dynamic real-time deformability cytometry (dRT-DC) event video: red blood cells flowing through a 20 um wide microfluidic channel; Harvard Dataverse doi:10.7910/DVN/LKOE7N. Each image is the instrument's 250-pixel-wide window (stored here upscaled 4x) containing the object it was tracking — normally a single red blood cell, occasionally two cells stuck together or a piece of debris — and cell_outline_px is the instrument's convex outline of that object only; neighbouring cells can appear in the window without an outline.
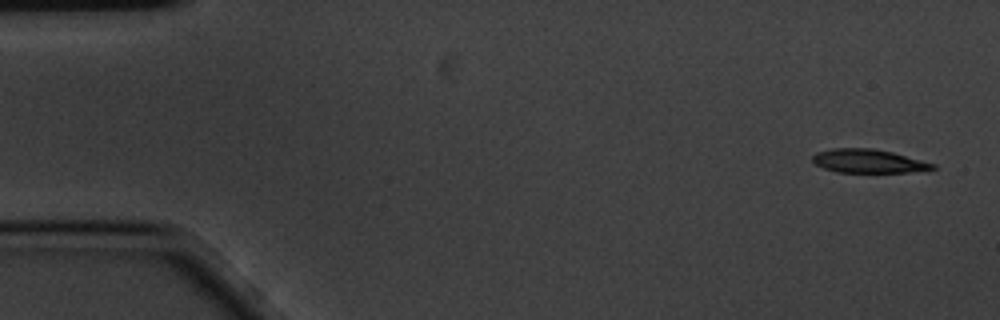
{"species": "common noctule bat (a hibernating species)", "species_latin": "Nyctalus noctula", "temperature_condition": "cold", "stored_images_in_passage": 14, "camera_frame_rate_fps": 3000, "um_per_image_px": 0.085, "animal": {"sex": "male", "body_mass_g": 20.1, "forearm_length_mm": 53.5}, "frame": {"image": 1, "passage_image": 1, "time_ms": 0.0, "image_size_px": [1000, 320], "cell_outline_px": [[936, 168], [908, 172], [836, 172], [824, 168], [816, 164], [812, 160], [812, 156], [816, 152], [832, 148], [872, 148], [892, 152], [936, 164]], "centroid_in_image_um": [73.78, 13.68], "position_along_channel_um": 11.2, "area_um2": 16.42}}
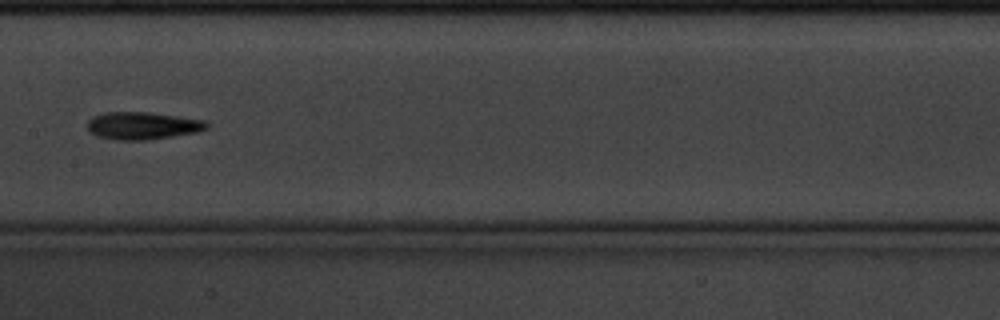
{"frame": {"image": 2, "passage_image": 7, "time_ms": 2.0, "image_size_px": [1000, 320], "cell_outline_px": [[208, 128], [196, 132], [172, 136], [144, 140], [120, 140], [96, 136], [88, 132], [88, 120], [92, 116], [104, 112], [148, 112], [208, 120]], "centroid_in_image_um": [12.1, 10.67], "position_along_channel_um": 195.3, "area_um2": 19.19}}
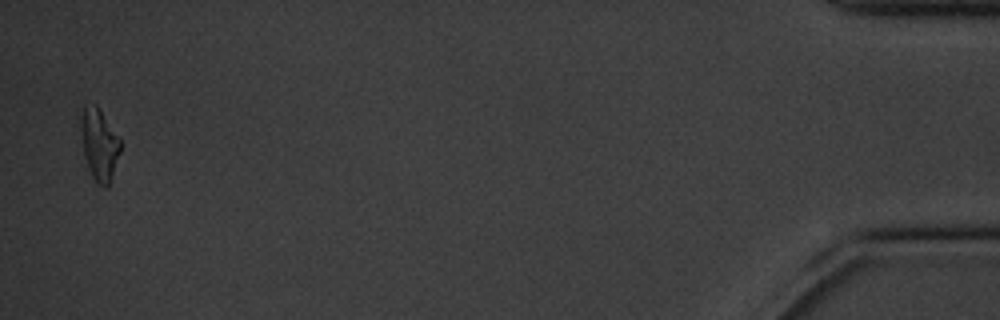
{"frame": {"image": 3, "passage_image": 14, "time_ms": 4.333, "image_size_px": [1000, 320], "cell_outline_px": [[120, 152], [108, 188], [104, 188], [92, 176], [88, 168], [84, 156], [80, 132], [80, 116], [84, 104], [96, 104], [120, 136]], "centroid_in_image_um": [8.43, 12.23], "position_along_channel_um": 426.8, "area_um2": 16.76}}